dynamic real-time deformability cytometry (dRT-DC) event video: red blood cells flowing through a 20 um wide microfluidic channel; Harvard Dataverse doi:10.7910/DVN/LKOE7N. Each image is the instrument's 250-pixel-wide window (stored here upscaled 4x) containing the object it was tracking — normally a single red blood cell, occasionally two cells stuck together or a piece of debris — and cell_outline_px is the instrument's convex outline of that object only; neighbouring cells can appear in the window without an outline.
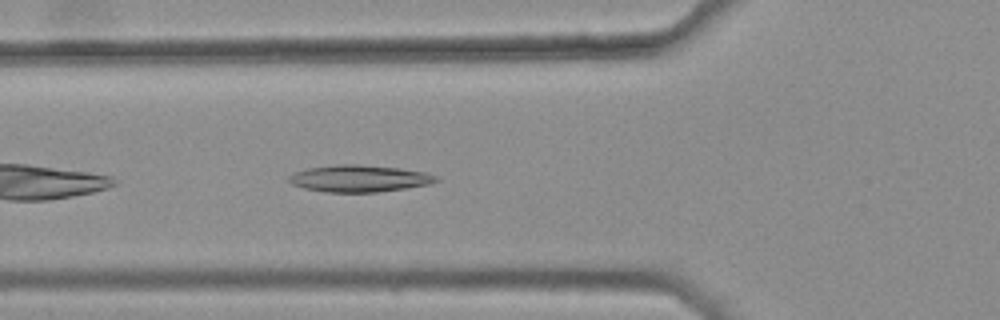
{"species": "common noctule bat (a hibernating species)", "species_latin": "Nyctalus noctula", "temperature_condition": "warm", "stored_images_in_passage": 28, "camera_frame_rate_fps": 3000, "um_per_image_px": 0.085, "animal": {"sex": "female", "body_mass_g": 25.1}, "frame": {"image": 1, "passage_image": 4, "time_ms": 1.0, "image_size_px": [1000, 320], "cell_outline_px": [[440, 180], [428, 184], [404, 188], [376, 192], [324, 192], [304, 188], [292, 184], [288, 180], [288, 176], [296, 172], [308, 168], [336, 164], [356, 164], [400, 168], [424, 172], [436, 176]], "centroid_in_image_um": [30.51, 15.17], "position_along_channel_um": 95.3, "area_um2": 22.89}}
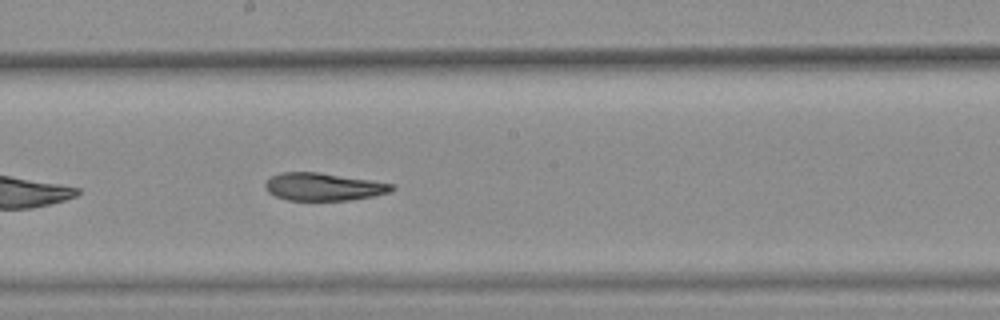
{"frame": {"image": 2, "passage_image": 14, "time_ms": 4.333, "image_size_px": [1000, 320], "cell_outline_px": [[396, 188], [392, 192], [372, 196], [348, 200], [288, 200], [276, 196], [268, 192], [264, 188], [264, 184], [272, 176], [280, 172], [320, 172], [392, 184]], "centroid_in_image_um": [27.47, 15.87], "position_along_channel_um": 220.7, "area_um2": 20.29}}
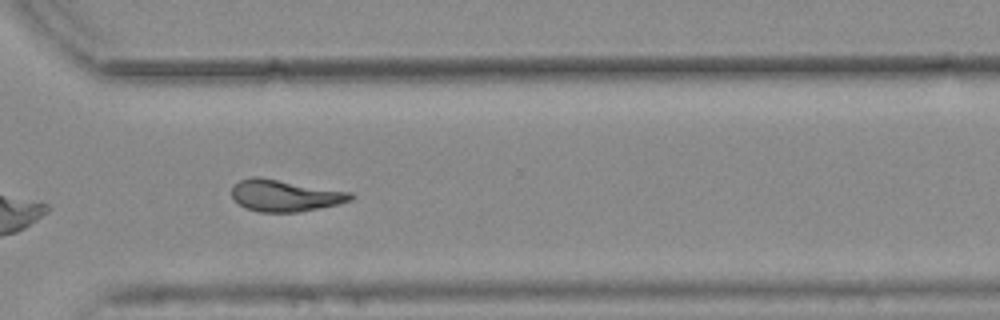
{"frame": {"image": 3, "passage_image": 24, "time_ms": 7.667, "image_size_px": [1000, 320], "cell_outline_px": [[352, 200], [336, 204], [296, 212], [260, 212], [244, 208], [232, 196], [232, 184], [240, 180], [252, 176], [260, 176], [352, 192]], "centroid_in_image_um": [24.18, 16.6], "position_along_channel_um": 346.4, "area_um2": 21.96}, "authors_computed_cell_mechanics": {"area_um2": 21.386, "velocity_mm_per_s": 3.7582, "shape_relaxation_time_tau1_ms": null, "shape_relaxation_time_tau2_ms": 3.9014, "deformation_change_tau1": null, "deformation_change_tau2": 0.1233}}